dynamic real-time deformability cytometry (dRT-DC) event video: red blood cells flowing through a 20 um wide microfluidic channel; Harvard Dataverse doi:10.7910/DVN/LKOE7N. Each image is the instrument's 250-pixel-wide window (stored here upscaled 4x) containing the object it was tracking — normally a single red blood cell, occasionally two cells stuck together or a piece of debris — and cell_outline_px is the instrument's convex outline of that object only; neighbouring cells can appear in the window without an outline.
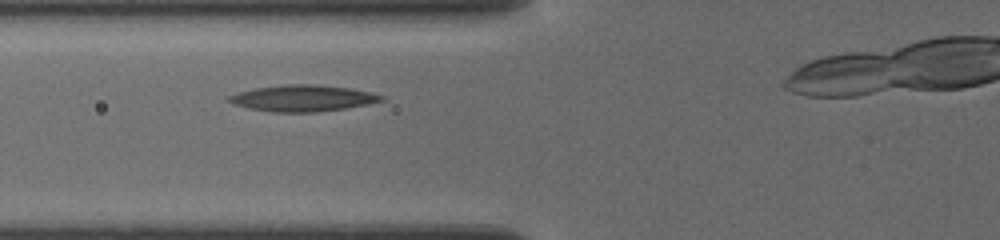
{"species": "common noctule bat (a hibernating species)", "species_latin": "Nyctalus noctula", "temperature_condition": "cold", "stored_images_in_passage": 7, "segment_of_instrument_passage": [1, 2], "camera_frame_rate_fps": 3000, "um_per_image_px": 0.085, "animal": {"sex": "female", "body_mass_g": 19.5, "forearm_length_mm": 54.1}, "frame": {"image": 1, "passage_image": 3, "time_ms": 0.667, "image_size_px": [1000, 240], "cell_outline_px": [[384, 100], [344, 108], [312, 112], [280, 112], [252, 108], [236, 104], [228, 100], [228, 96], [240, 92], [256, 88], [280, 84], [316, 84], [348, 88], [372, 92], [384, 96]], "centroid_in_image_um": [25.76, 8.32], "position_along_channel_um": 100.0, "area_um2": 22.83}}
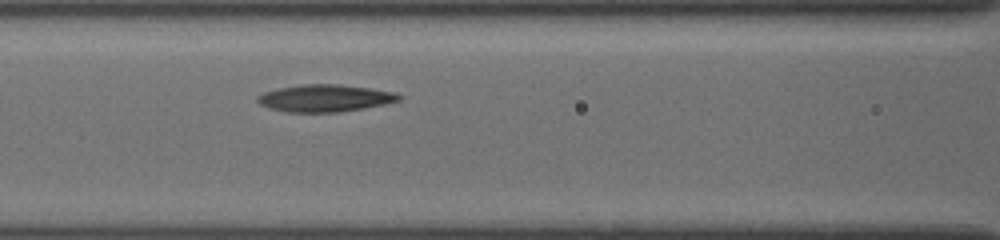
{"frame": {"image": 2, "passage_image": 6, "time_ms": 1.667, "image_size_px": [1000, 240], "cell_outline_px": [[404, 96], [400, 100], [360, 108], [332, 112], [288, 112], [268, 108], [260, 104], [256, 100], [256, 96], [264, 92], [276, 88], [300, 84], [340, 84], [396, 92]], "centroid_in_image_um": [27.55, 8.32], "position_along_channel_um": 139.0, "area_um2": 22.25}}